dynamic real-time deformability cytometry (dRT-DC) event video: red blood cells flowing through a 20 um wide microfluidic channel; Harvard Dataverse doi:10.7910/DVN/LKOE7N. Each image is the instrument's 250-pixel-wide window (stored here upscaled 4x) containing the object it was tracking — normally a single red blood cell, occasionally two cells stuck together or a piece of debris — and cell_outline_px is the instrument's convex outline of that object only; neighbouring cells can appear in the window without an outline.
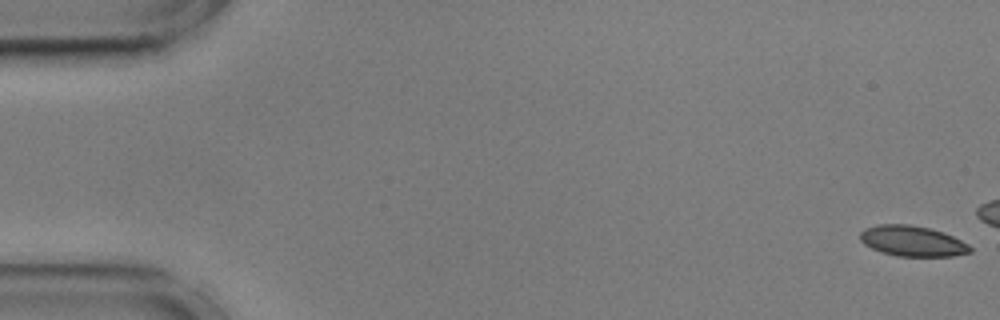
{"species": "common noctule bat (a hibernating species)", "species_latin": "Nyctalus noctula", "temperature_condition": "cold", "stored_images_in_passage": 15, "camera_frame_rate_fps": 3000, "um_per_image_px": 0.085, "animal": {"sex": "male", "body_mass_g": 17.9, "forearm_length_mm": 54.2}, "frame": {"image": 1, "passage_image": 1, "time_ms": 0.0, "image_size_px": [1000, 320], "cell_outline_px": [[972, 252], [952, 256], [896, 256], [880, 252], [864, 244], [860, 240], [860, 232], [864, 228], [876, 224], [908, 224], [928, 228], [944, 232], [968, 244], [972, 248]], "centroid_in_image_um": [77.53, 20.49], "position_along_channel_um": 7.5, "area_um2": 19.65}}